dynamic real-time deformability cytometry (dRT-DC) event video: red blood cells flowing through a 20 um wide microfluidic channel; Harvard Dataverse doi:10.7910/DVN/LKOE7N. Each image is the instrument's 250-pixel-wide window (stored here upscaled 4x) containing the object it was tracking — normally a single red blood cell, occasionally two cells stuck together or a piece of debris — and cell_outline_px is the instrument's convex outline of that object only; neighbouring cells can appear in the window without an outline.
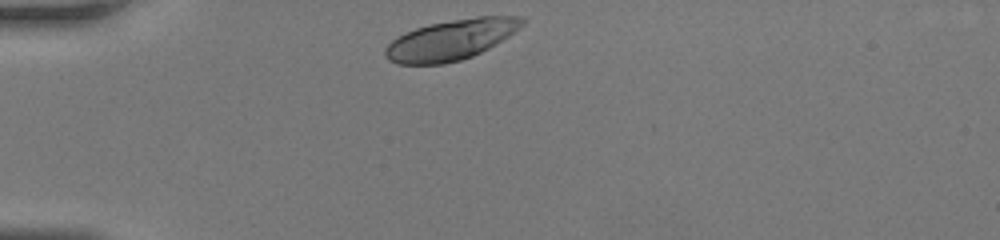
{"species": "human", "species_latin": "Homo sapiens", "temperature_condition": "room temperature", "stored_images_in_passage": 28, "camera_frame_rate_fps": 3000, "um_per_image_px": 0.085, "donor": {"sex": "female"}, "frame": {"image": 1, "passage_image": 1, "time_ms": 0.0, "image_size_px": [1000, 240], "cell_outline_px": [[528, 20], [520, 28], [496, 44], [472, 56], [460, 60], [444, 64], [396, 64], [388, 60], [384, 56], [384, 48], [392, 40], [404, 32], [416, 28], [432, 24], [452, 20], [476, 16], [524, 16]], "centroid_in_image_um": [38.34, 3.38], "position_along_channel_um": 46.7, "area_um2": 32.31}}
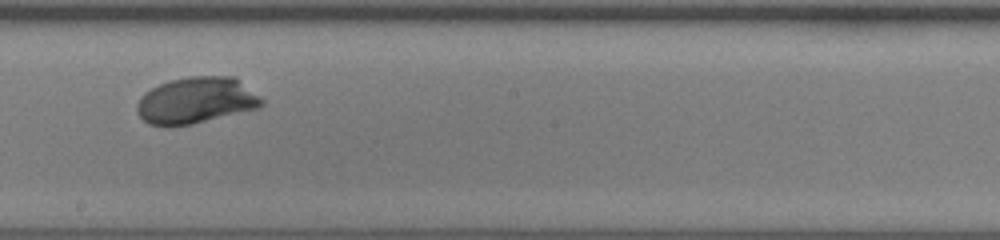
{"frame": {"image": 2, "passage_image": 16, "time_ms": 5.0, "image_size_px": [1000, 240], "cell_outline_px": [[264, 104], [256, 108], [192, 124], [148, 124], [136, 112], [136, 104], [140, 96], [144, 92], [168, 80], [188, 76], [236, 76], [264, 100]], "centroid_in_image_um": [16.67, 8.5], "position_along_channel_um": 231.5, "area_um2": 33.47}}
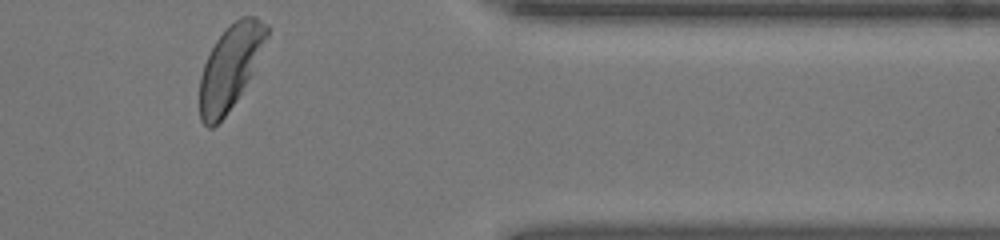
{"frame": {"image": 3, "passage_image": 28, "time_ms": 9.0, "image_size_px": [1000, 240], "cell_outline_px": [[268, 36], [252, 72], [236, 100], [224, 116], [212, 128], [208, 128], [200, 120], [200, 76], [204, 64], [216, 40], [240, 16], [256, 16], [268, 24]], "centroid_in_image_um": [19.56, 5.69], "position_along_channel_um": 391.8, "area_um2": 32.02}}